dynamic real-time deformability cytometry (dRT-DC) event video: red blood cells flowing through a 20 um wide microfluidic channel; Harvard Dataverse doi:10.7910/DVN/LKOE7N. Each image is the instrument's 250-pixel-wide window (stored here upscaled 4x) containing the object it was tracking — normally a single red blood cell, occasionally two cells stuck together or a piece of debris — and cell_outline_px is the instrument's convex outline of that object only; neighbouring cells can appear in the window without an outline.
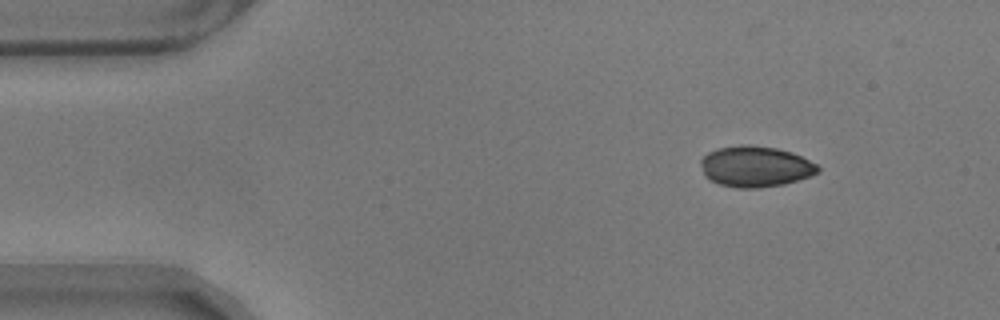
{"species": "common noctule bat (a hibernating species)", "species_latin": "Nyctalus noctula", "temperature_condition": "warm", "stored_images_in_passage": 51, "camera_frame_rate_fps": 3000, "um_per_image_px": 0.085, "animal": {"sex": "male", "body_mass_g": 17.9}, "frame": {"image": 1, "passage_image": 1, "time_ms": 0.0, "image_size_px": [1000, 320], "cell_outline_px": [[820, 172], [812, 176], [784, 184], [760, 188], [736, 188], [720, 184], [708, 180], [704, 176], [700, 164], [700, 160], [708, 152], [716, 148], [740, 144], [748, 144], [776, 148], [792, 152], [816, 164], [820, 168]], "centroid_in_image_um": [64.19, 14.15], "position_along_channel_um": 20.8, "area_um2": 28.26}}
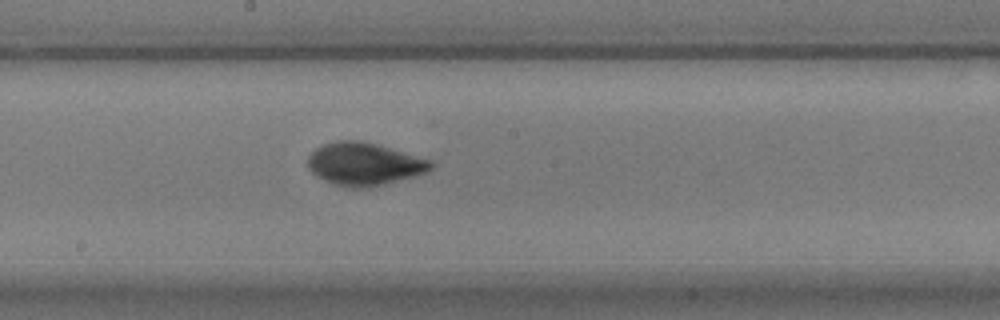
{"frame": {"image": 2, "passage_image": 24, "time_ms": 7.667, "image_size_px": [1000, 320], "cell_outline_px": [[436, 164], [428, 172], [416, 176], [384, 184], [364, 188], [348, 188], [332, 184], [316, 176], [308, 168], [308, 156], [316, 148], [324, 144], [336, 140], [360, 140], [376, 144], [432, 160]], "centroid_in_image_um": [30.97, 13.95], "position_along_channel_um": 217.2, "area_um2": 30.87}}
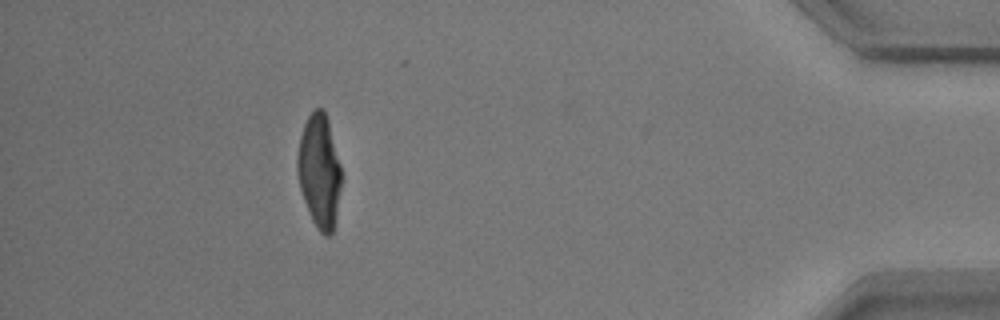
{"frame": {"image": 3, "passage_image": 45, "time_ms": 14.667, "image_size_px": [1000, 320], "cell_outline_px": [[340, 188], [336, 220], [332, 232], [328, 236], [324, 236], [316, 228], [312, 220], [304, 200], [300, 188], [296, 172], [296, 156], [300, 136], [304, 124], [308, 116], [316, 108], [324, 108], [328, 120], [340, 164]], "centroid_in_image_um": [27.12, 14.55], "position_along_channel_um": 408.1, "area_um2": 29.07}, "authors_computed_cell_mechanics": {"area_um2": 29.2468, "velocity_mm_per_s": 3.5337, "shape_relaxation_time_tau1_ms": 3.2471, "shape_relaxation_time_tau2_ms": 0.9939, "deformation_change_tau1": 0.1319, "deformation_change_tau2": 0.031}}